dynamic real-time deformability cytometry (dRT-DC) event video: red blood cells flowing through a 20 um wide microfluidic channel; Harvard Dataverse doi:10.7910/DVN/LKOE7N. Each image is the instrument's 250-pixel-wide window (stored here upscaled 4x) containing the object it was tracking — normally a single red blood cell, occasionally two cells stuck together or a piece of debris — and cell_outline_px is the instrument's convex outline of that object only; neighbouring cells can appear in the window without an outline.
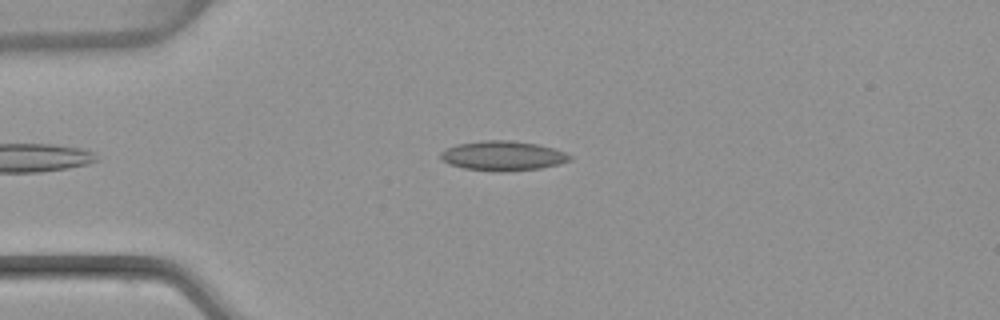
{"species": "common noctule bat (a hibernating species)", "species_latin": "Nyctalus noctula", "temperature_condition": "warm", "stored_images_in_passage": 43, "camera_frame_rate_fps": 3000, "um_per_image_px": 0.085, "animal": {"sex": "female", "body_mass_g": 22.7, "forearm_length_mm": 54.2}, "frame": {"image": 1, "passage_image": 10, "time_ms": 3.0, "image_size_px": [1000, 320], "cell_outline_px": [[572, 160], [540, 168], [464, 168], [452, 164], [444, 160], [440, 156], [440, 152], [456, 144], [484, 140], [508, 140], [536, 144], [556, 148], [572, 156]], "centroid_in_image_um": [42.77, 13.17], "position_along_channel_um": 42.2, "area_um2": 20.98}}
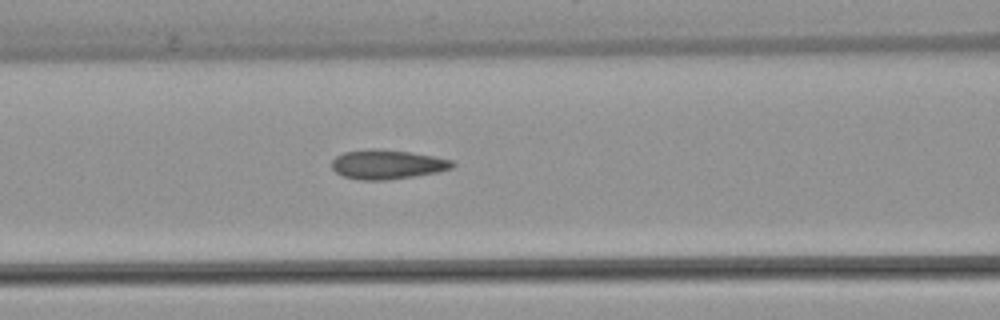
{"frame": {"image": 2, "passage_image": 19, "time_ms": 6.0, "image_size_px": [1000, 320], "cell_outline_px": [[456, 164], [452, 168], [436, 172], [416, 176], [388, 180], [360, 180], [344, 176], [336, 172], [332, 168], [332, 160], [336, 156], [344, 152], [408, 152], [432, 156], [452, 160]], "centroid_in_image_um": [32.95, 14.04], "position_along_channel_um": 133.6, "area_um2": 19.59}}
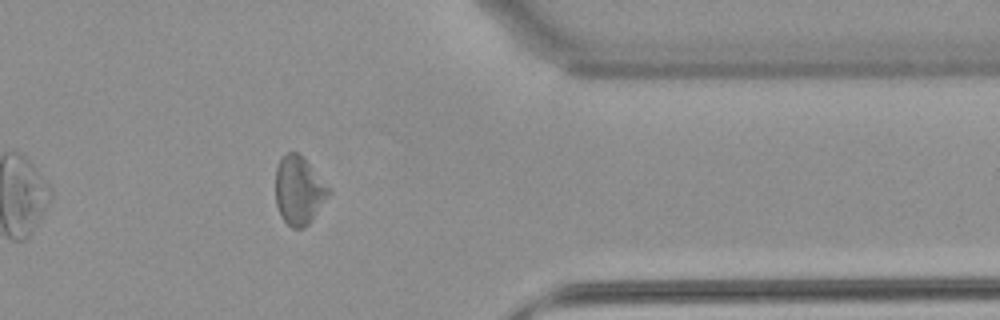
{"frame": {"image": 3, "passage_image": 40, "time_ms": 13.0, "image_size_px": [1000, 320], "cell_outline_px": [[332, 192], [312, 220], [304, 228], [292, 228], [280, 216], [276, 204], [276, 168], [284, 152], [296, 152], [308, 164]], "centroid_in_image_um": [25.39, 16.22], "position_along_channel_um": 386.0, "area_um2": 20.81}, "authors_computed_cell_mechanics": {"area_um2": 20.9814, "velocity_mm_per_s": 3.8242, "shape_relaxation_time_tau1_ms": null, "shape_relaxation_time_tau2_ms": 2.7816, "deformation_change_tau1": null, "deformation_change_tau2": 0.0798}}